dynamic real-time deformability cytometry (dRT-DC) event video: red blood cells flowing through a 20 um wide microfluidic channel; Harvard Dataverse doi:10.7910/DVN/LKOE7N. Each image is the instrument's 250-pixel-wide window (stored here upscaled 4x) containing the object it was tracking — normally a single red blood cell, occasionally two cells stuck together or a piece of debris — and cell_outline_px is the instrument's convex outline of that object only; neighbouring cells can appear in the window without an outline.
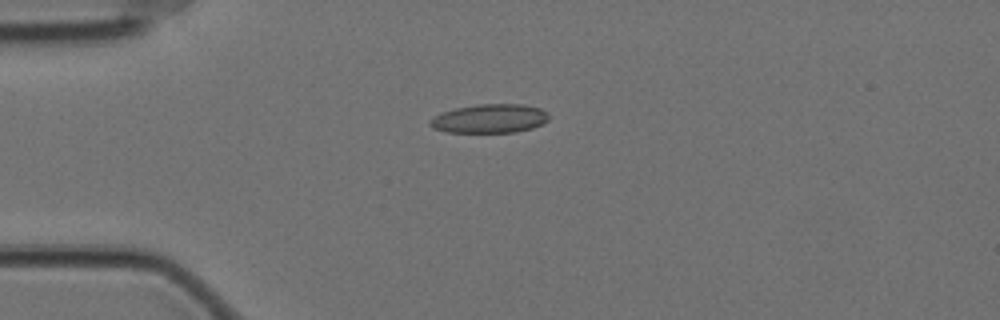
{"species": "Egyptian fruit bat (a non-hibernating species)", "species_latin": "Rousettus aegyptiacus", "temperature_condition": "cold", "stored_images_in_passage": 44, "camera_frame_rate_fps": 3000, "um_per_image_px": 0.085, "animal": {"sex": "female"}, "frame": {"image": 1, "passage_image": 1, "time_ms": 0.0, "image_size_px": [1000, 320], "cell_outline_px": [[548, 120], [532, 128], [516, 132], [448, 132], [432, 128], [428, 124], [436, 116], [444, 112], [456, 108], [480, 104], [524, 104], [540, 108], [548, 112]], "centroid_in_image_um": [41.66, 10.08], "position_along_channel_um": 43.3, "area_um2": 19.77}}
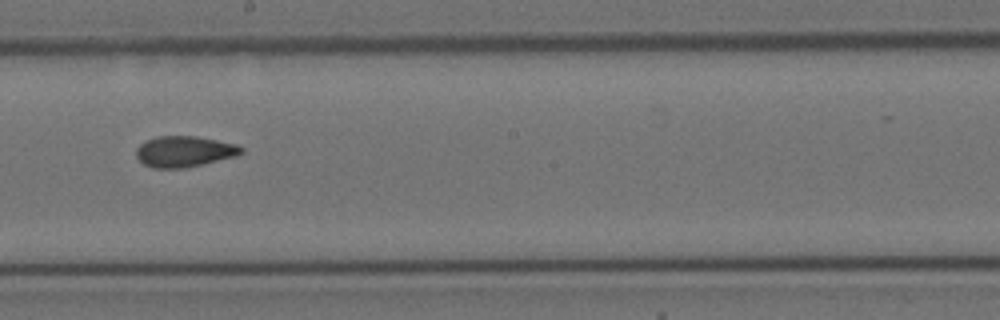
{"frame": {"image": 2, "passage_image": 19, "time_ms": 6.0, "image_size_px": [1000, 320], "cell_outline_px": [[244, 152], [236, 156], [188, 168], [152, 168], [144, 164], [136, 156], [136, 148], [144, 140], [156, 136], [196, 136], [236, 144], [244, 148]], "centroid_in_image_um": [15.66, 12.88], "position_along_channel_um": 232.5, "area_um2": 19.13}}
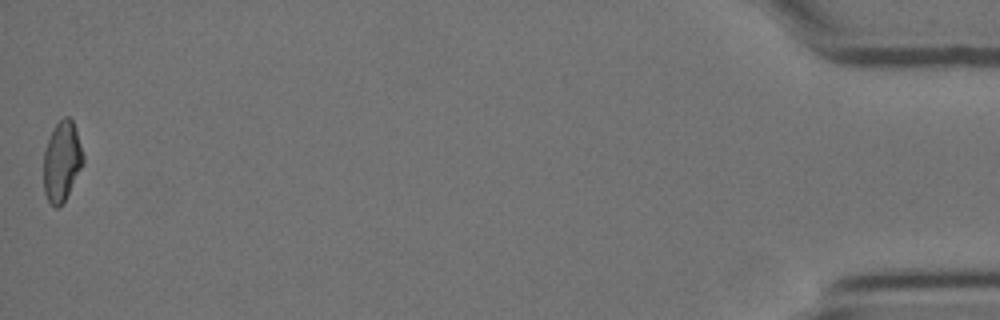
{"frame": {"image": 3, "passage_image": 44, "time_ms": 14.333, "image_size_px": [1000, 320], "cell_outline_px": [[84, 160], [64, 200], [56, 208], [48, 200], [44, 192], [44, 152], [52, 128], [64, 116], [68, 116], [72, 120], [84, 156]], "centroid_in_image_um": [5.24, 13.67], "position_along_channel_um": 430.0, "area_um2": 17.86}, "authors_computed_cell_mechanics": {"area_um2": 19.0451, "velocity_mm_per_s": 3.5094, "shape_relaxation_time_tau1_ms": null, "shape_relaxation_time_tau2_ms": 2.2996, "deformation_change_tau1": null, "deformation_change_tau2": 0.0863}}